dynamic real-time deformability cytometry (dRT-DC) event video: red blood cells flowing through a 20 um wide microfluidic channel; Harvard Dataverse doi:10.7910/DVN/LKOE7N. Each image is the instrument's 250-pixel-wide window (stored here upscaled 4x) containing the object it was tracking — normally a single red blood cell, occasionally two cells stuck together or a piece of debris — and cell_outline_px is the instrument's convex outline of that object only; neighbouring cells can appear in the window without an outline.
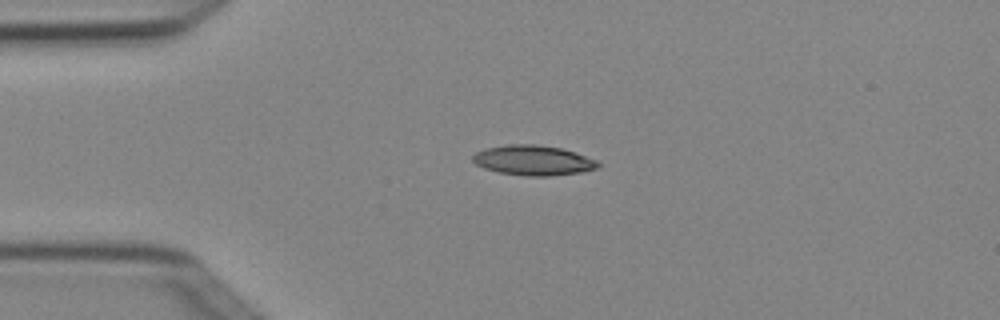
{"species": "Egyptian fruit bat (a non-hibernating species)", "species_latin": "Rousettus aegyptiacus", "temperature_condition": "cold", "stored_images_in_passage": 2, "camera_frame_rate_fps": 3000, "um_per_image_px": 0.085, "animal": {"sex": "female"}, "frame": {"image": 1, "passage_image": 1, "time_ms": 0.0, "image_size_px": [1000, 320], "cell_outline_px": [[600, 164], [596, 168], [584, 172], [552, 176], [524, 176], [500, 172], [484, 168], [476, 164], [472, 160], [472, 156], [476, 152], [484, 148], [508, 144], [536, 144], [560, 148], [596, 160]], "centroid_in_image_um": [45.29, 13.63], "position_along_channel_um": 39.7, "area_um2": 21.85}}